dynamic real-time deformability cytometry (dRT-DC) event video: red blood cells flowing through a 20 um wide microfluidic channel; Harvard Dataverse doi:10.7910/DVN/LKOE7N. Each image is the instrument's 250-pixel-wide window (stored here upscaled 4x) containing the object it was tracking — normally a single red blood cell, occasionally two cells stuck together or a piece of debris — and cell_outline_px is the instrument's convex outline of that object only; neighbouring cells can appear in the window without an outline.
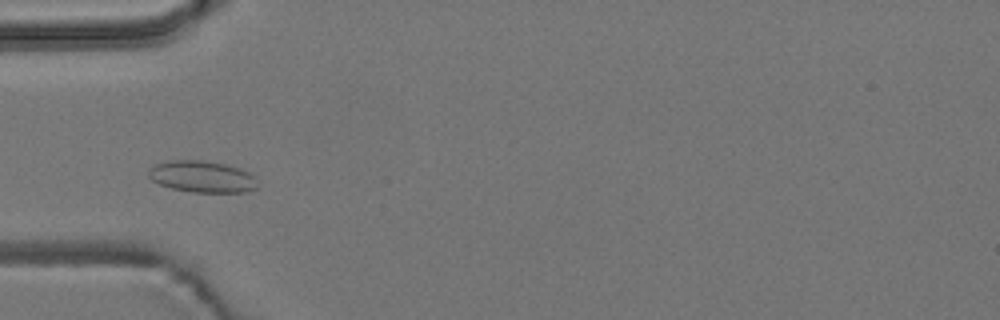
{"species": "common noctule bat (a hibernating species)", "species_latin": "Nyctalus noctula", "temperature_condition": "room temperature", "stored_images_in_passage": 43, "camera_frame_rate_fps": 3000, "um_per_image_px": 0.085, "animal": {"sex": "male", "body_mass_g": 19.2, "forearm_length_mm": 51.8}, "frame": {"image": 1, "passage_image": 5, "time_ms": 1.333, "image_size_px": [1000, 320], "cell_outline_px": [[256, 188], [248, 192], [192, 192], [172, 188], [160, 184], [152, 180], [148, 176], [148, 168], [156, 164], [168, 160], [204, 160], [224, 164], [240, 168], [248, 172], [252, 176]], "centroid_in_image_um": [17.13, 15.01], "position_along_channel_um": 67.9, "area_um2": 19.94}}
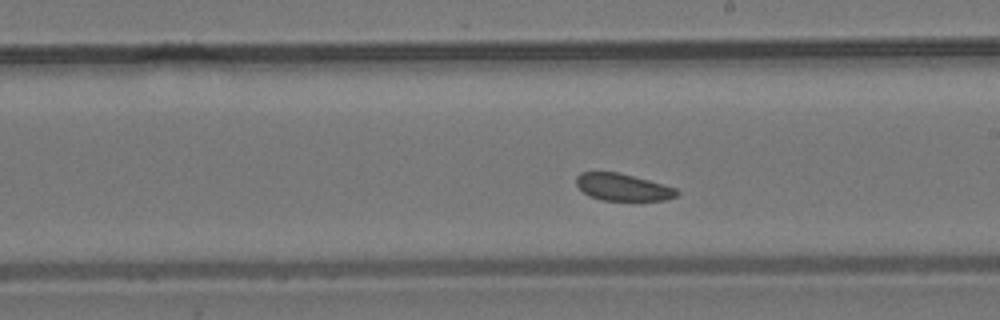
{"frame": {"image": 2, "passage_image": 19, "time_ms": 6.0, "image_size_px": [1000, 320], "cell_outline_px": [[680, 192], [676, 196], [664, 200], [600, 200], [584, 192], [576, 184], [576, 176], [580, 172], [616, 172], [664, 184], [676, 188]], "centroid_in_image_um": [52.94, 15.91], "position_along_channel_um": 236.1, "area_um2": 15.66}}
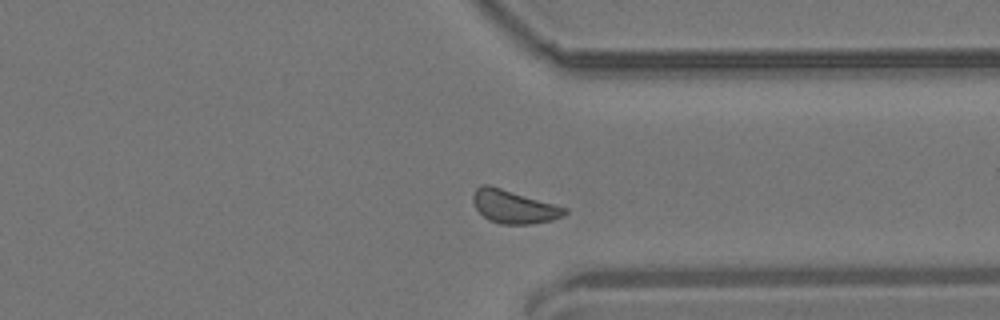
{"frame": {"image": 3, "passage_image": 30, "time_ms": 9.667, "image_size_px": [1000, 320], "cell_outline_px": [[568, 212], [564, 216], [552, 220], [532, 224], [500, 224], [488, 220], [476, 208], [472, 200], [472, 196], [476, 188], [480, 184], [488, 184], [568, 208]], "centroid_in_image_um": [43.67, 17.57], "position_along_channel_um": 367.7, "area_um2": 17.8}, "authors_computed_cell_mechanics": {"area_um2": 17.2244, "velocity_mm_per_s": 3.6103, "shape_relaxation_time_tau1_ms": null, "shape_relaxation_time_tau2_ms": 5.4392, "deformation_change_tau1": null, "deformation_change_tau2": 0.0793}}